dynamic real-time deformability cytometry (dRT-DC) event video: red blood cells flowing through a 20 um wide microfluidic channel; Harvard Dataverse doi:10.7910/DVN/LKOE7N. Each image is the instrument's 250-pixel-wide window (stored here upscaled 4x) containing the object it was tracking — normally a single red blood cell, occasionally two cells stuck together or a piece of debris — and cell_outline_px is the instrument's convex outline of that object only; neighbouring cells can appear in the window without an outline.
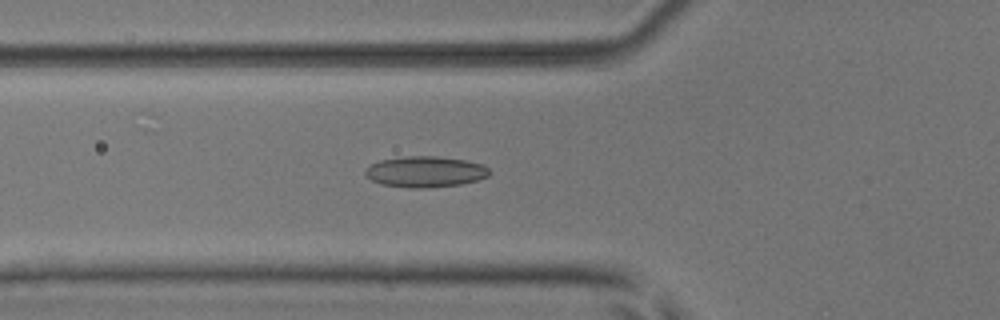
{"species": "common noctule bat (a hibernating species)", "species_latin": "Nyctalus noctula", "temperature_condition": "room temperature", "stored_images_in_passage": 35, "camera_frame_rate_fps": 3000, "um_per_image_px": 0.085, "animal": {"sex": "male", "body_mass_g": 17.9, "forearm_length_mm": 54.2}, "frame": {"image": 1, "passage_image": 2, "time_ms": 0.333, "image_size_px": [1000, 320], "cell_outline_px": [[492, 172], [488, 176], [476, 180], [460, 184], [428, 188], [412, 188], [380, 184], [372, 180], [364, 172], [364, 168], [380, 160], [408, 156], [436, 156], [464, 160], [484, 164]], "centroid_in_image_um": [36.16, 14.6], "position_along_channel_um": 89.6, "area_um2": 22.37}}
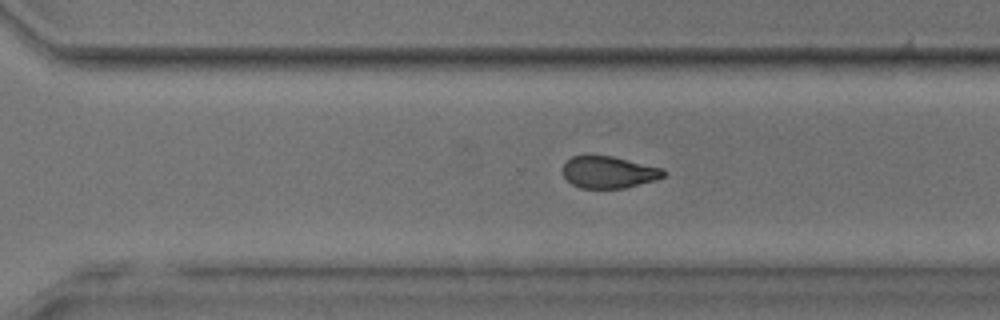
{"frame": {"image": 2, "passage_image": 19, "time_ms": 6.0, "image_size_px": [1000, 320], "cell_outline_px": [[668, 172], [664, 176], [652, 180], [624, 188], [580, 188], [572, 184], [564, 176], [564, 164], [572, 156], [612, 156], [664, 168]], "centroid_in_image_um": [51.77, 14.63], "position_along_channel_um": 318.8, "area_um2": 18.5}}
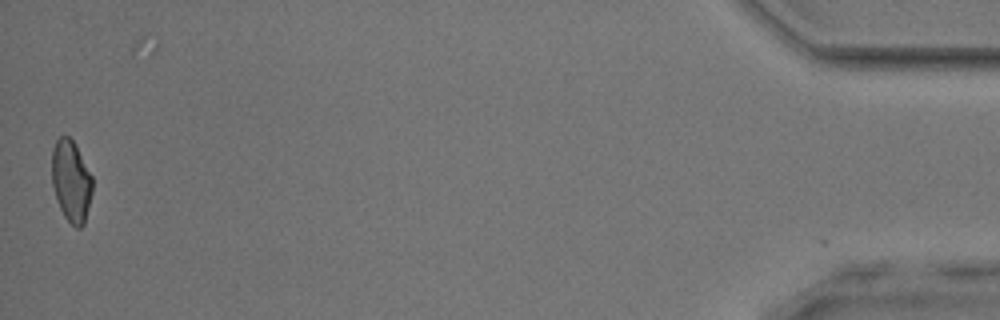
{"frame": {"image": 3, "passage_image": 34, "time_ms": 11.0, "image_size_px": [1000, 320], "cell_outline_px": [[92, 192], [84, 224], [80, 228], [76, 228], [64, 216], [56, 200], [52, 184], [52, 148], [56, 140], [60, 136], [68, 136], [76, 144], [92, 176]], "centroid_in_image_um": [6.04, 15.37], "position_along_channel_um": 429.2, "area_um2": 19.36}}